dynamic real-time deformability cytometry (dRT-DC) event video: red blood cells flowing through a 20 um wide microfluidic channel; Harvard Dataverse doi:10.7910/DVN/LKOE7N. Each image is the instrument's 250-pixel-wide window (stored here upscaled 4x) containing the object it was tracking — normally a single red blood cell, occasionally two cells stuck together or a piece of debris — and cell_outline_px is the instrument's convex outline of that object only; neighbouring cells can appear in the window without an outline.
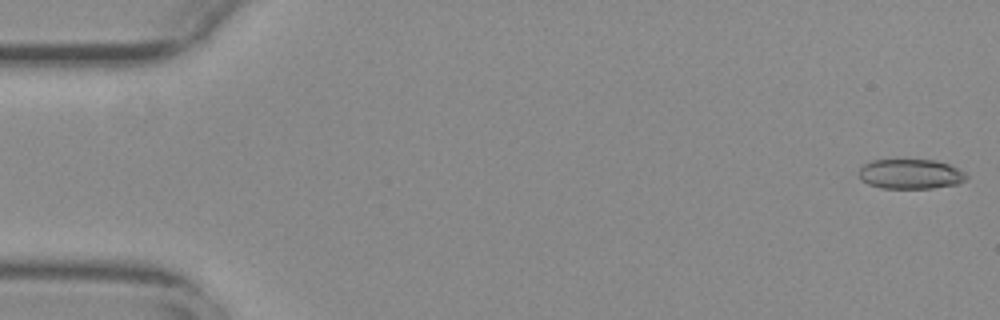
{"species": "common noctule bat (a hibernating species)", "species_latin": "Nyctalus noctula", "temperature_condition": "warm", "stored_images_in_passage": 55, "camera_frame_rate_fps": 3000, "um_per_image_px": 0.085, "animal": {"sex": "female", "body_mass_g": 29.2, "forearm_length_mm": 56.3}, "frame": {"image": 1, "passage_image": 1, "time_ms": 0.0, "image_size_px": [1000, 320], "cell_outline_px": [[968, 176], [964, 180], [956, 184], [932, 188], [880, 188], [868, 184], [860, 180], [860, 168], [864, 164], [872, 160], [936, 160], [948, 164], [964, 172]], "centroid_in_image_um": [77.37, 14.79], "position_along_channel_um": 7.6, "area_um2": 18.55}}
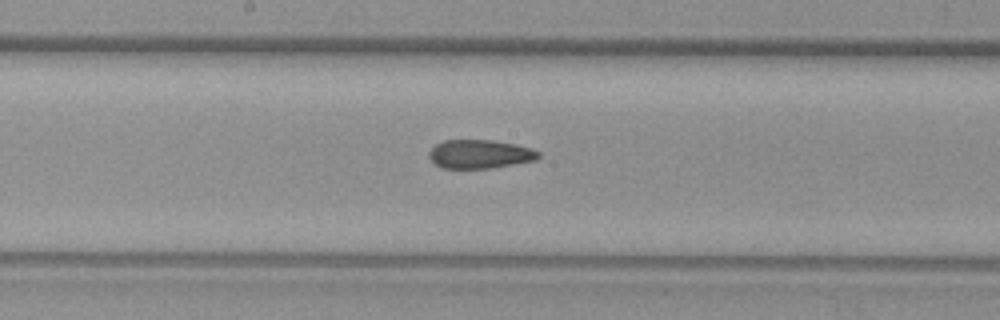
{"frame": {"image": 2, "passage_image": 29, "time_ms": 9.333, "image_size_px": [1000, 320], "cell_outline_px": [[540, 156], [536, 160], [492, 168], [440, 168], [428, 156], [428, 152], [436, 144], [444, 140], [492, 140], [516, 144], [532, 148], [540, 152]], "centroid_in_image_um": [40.8, 13.09], "position_along_channel_um": 207.4, "area_um2": 18.38}}
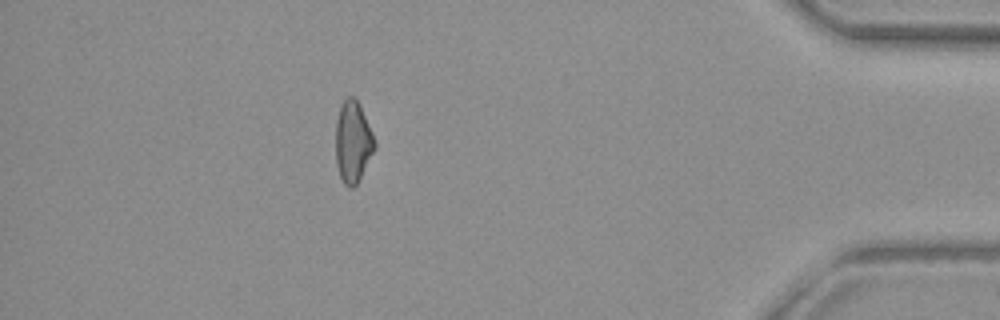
{"frame": {"image": 3, "passage_image": 49, "time_ms": 16.0, "image_size_px": [1000, 320], "cell_outline_px": [[376, 148], [356, 184], [352, 188], [348, 188], [344, 184], [340, 176], [336, 164], [336, 120], [340, 104], [348, 96], [352, 96], [360, 104], [372, 132], [376, 144]], "centroid_in_image_um": [29.99, 12.04], "position_along_channel_um": 405.2, "area_um2": 18.5}, "authors_computed_cell_mechanics": {"area_um2": 19.074, "velocity_mm_per_s": 3.7471, "shape_relaxation_time_tau1_ms": null, "shape_relaxation_time_tau2_ms": 2.9423, "deformation_change_tau1": null, "deformation_change_tau2": 0.0914}}